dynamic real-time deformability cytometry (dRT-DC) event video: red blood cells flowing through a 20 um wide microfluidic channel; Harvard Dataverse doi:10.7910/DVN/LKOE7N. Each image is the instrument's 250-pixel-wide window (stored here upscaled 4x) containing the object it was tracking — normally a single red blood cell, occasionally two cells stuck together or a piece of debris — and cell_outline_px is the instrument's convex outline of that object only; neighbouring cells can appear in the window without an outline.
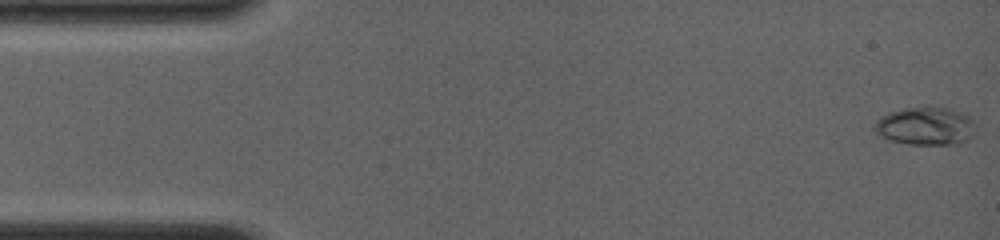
{"species": "common noctule bat (a hibernating species)", "species_latin": "Nyctalus noctula", "temperature_condition": "room temperature", "stored_images_in_passage": 30, "camera_frame_rate_fps": 4000, "um_per_image_px": 0.085, "animal": {"sex": "female", "body_mass_g": 19.0, "forearm_length_mm": 56.7}, "frame": {"image": 1, "passage_image": 1, "time_ms": 0.0, "image_size_px": [1000, 240], "cell_outline_px": [[972, 136], [968, 140], [960, 144], [908, 144], [888, 140], [880, 136], [876, 132], [876, 120], [880, 116], [888, 112], [908, 108], [944, 108], [960, 112], [968, 116], [972, 120]], "centroid_in_image_um": [78.63, 10.74], "position_along_channel_um": 6.4, "area_um2": 21.96}}
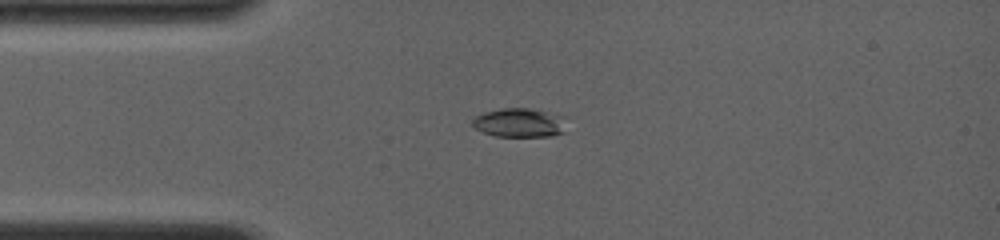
{"frame": {"image": 2, "passage_image": 23, "time_ms": 3.5, "image_size_px": [1000, 240], "cell_outline_px": [[564, 132], [552, 136], [496, 136], [484, 132], [476, 128], [472, 124], [472, 120], [476, 116], [484, 112], [500, 108], [532, 108], [560, 116]], "centroid_in_image_um": [44.08, 10.43], "position_along_channel_um": 40.9, "area_um2": 15.49}}